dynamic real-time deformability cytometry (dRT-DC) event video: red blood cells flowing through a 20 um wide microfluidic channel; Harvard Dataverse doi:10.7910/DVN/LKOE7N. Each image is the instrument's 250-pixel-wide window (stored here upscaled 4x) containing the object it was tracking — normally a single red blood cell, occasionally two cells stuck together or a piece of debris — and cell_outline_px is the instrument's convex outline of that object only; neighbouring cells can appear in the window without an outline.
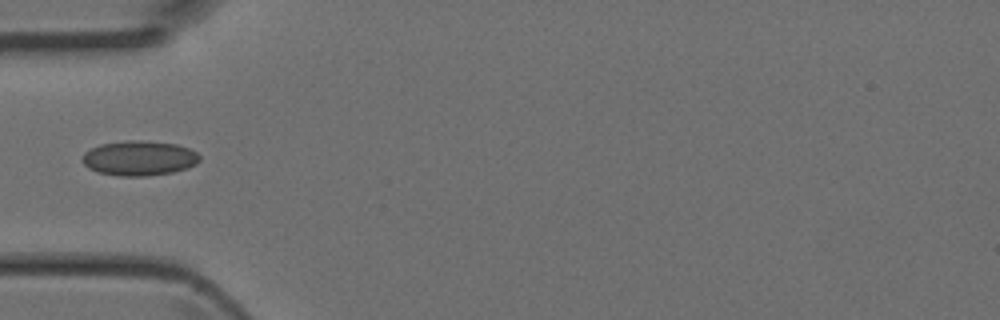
{"species": "Egyptian fruit bat (a non-hibernating species)", "species_latin": "Rousettus aegyptiacus", "temperature_condition": "room temperature", "stored_images_in_passage": 3, "camera_frame_rate_fps": 3000, "um_per_image_px": 0.085, "animal": {"sex": "female"}, "frame": {"image": 1, "passage_image": 3, "time_ms": 0.667, "image_size_px": [1000, 320], "cell_outline_px": [[200, 160], [196, 164], [188, 168], [172, 172], [144, 176], [120, 176], [96, 172], [88, 168], [84, 164], [84, 152], [100, 144], [128, 140], [140, 140], [176, 144], [188, 148], [196, 152], [200, 156]], "centroid_in_image_um": [11.84, 13.44], "position_along_channel_um": 73.2, "area_um2": 23.76}}